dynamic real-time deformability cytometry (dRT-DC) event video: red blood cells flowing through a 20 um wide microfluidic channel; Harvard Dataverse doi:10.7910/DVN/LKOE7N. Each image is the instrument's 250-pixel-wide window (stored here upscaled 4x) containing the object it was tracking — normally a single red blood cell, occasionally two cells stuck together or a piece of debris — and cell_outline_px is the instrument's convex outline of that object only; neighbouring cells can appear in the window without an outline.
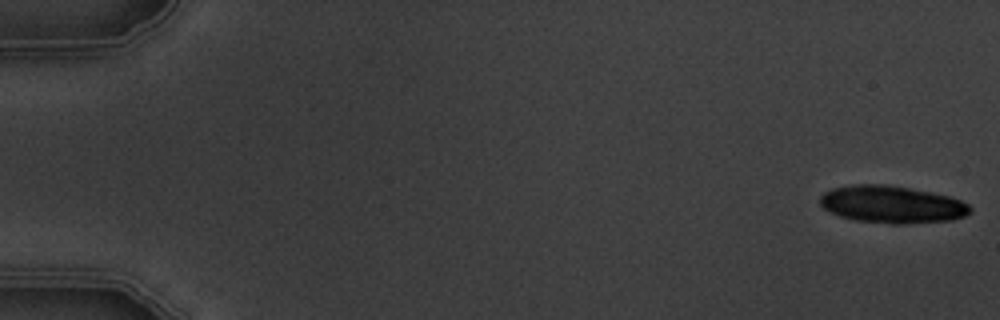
{"species": "common noctule bat (a hibernating species)", "species_latin": "Nyctalus noctula", "temperature_condition": "warm", "stored_images_in_passage": 7, "camera_frame_rate_fps": 3000, "um_per_image_px": 0.085, "animal": {"sex": "male", "body_mass_g": 19.5, "forearm_length_mm": 54.6}, "frame": {"image": 1, "passage_image": 1, "time_ms": 0.0, "image_size_px": [1000, 320], "cell_outline_px": [[972, 212], [964, 216], [952, 220], [904, 224], [892, 224], [856, 220], [840, 216], [824, 208], [820, 204], [820, 196], [824, 192], [832, 188], [856, 184], [884, 184], [908, 188], [948, 196], [960, 200], [968, 204], [972, 208]], "centroid_in_image_um": [75.81, 17.38], "position_along_channel_um": 9.2, "area_um2": 32.48}}